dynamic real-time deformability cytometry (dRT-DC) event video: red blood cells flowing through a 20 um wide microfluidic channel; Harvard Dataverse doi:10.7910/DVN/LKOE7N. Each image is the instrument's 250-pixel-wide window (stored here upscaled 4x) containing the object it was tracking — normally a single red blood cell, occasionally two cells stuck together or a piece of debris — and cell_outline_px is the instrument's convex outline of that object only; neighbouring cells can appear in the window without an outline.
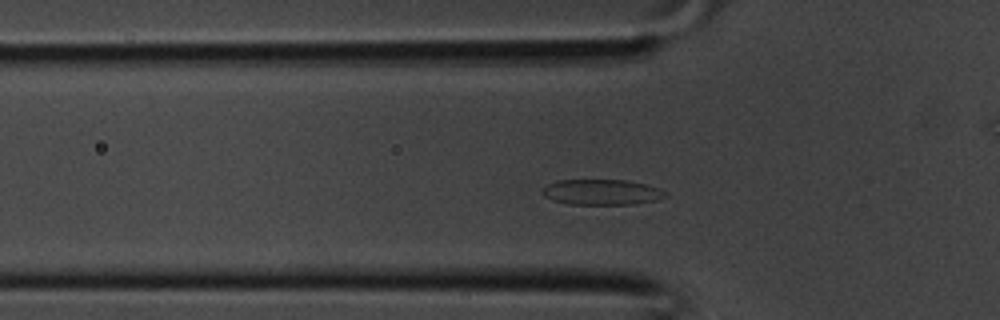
{"species": "common noctule bat (a hibernating species)", "species_latin": "Nyctalus noctula", "temperature_condition": "room temperature", "stored_images_in_passage": 34, "camera_frame_rate_fps": 3000, "um_per_image_px": 0.085, "animal": {"sex": "male", "body_mass_g": 20.1, "forearm_length_mm": 53.5}, "frame": {"image": 1, "passage_image": 8, "time_ms": 2.333, "image_size_px": [1000, 320], "cell_outline_px": [[668, 196], [656, 200], [636, 204], [568, 204], [552, 200], [544, 196], [540, 192], [540, 188], [556, 180], [628, 180], [648, 184], [664, 192]], "centroid_in_image_um": [51.09, 16.33], "position_along_channel_um": 74.7, "area_um2": 18.44}}
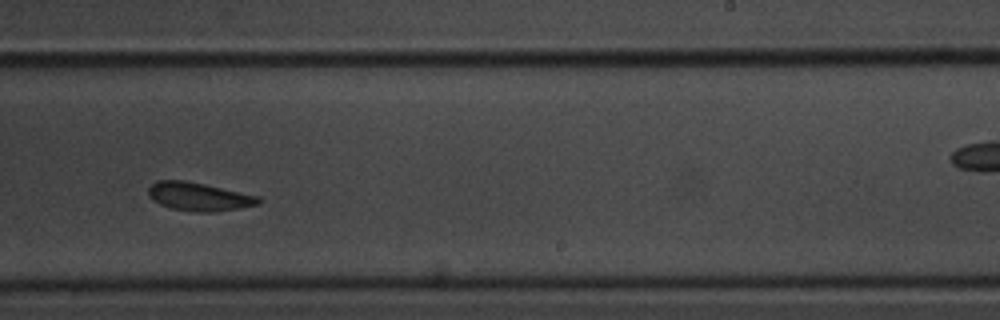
{"frame": {"image": 2, "passage_image": 19, "time_ms": 6.0, "image_size_px": [1000, 320], "cell_outline_px": [[260, 204], [240, 208], [212, 212], [196, 212], [172, 208], [160, 204], [152, 200], [148, 192], [148, 188], [156, 180], [184, 180], [204, 184], [260, 196]], "centroid_in_image_um": [16.91, 16.71], "position_along_channel_um": 272.1, "area_um2": 18.15}}
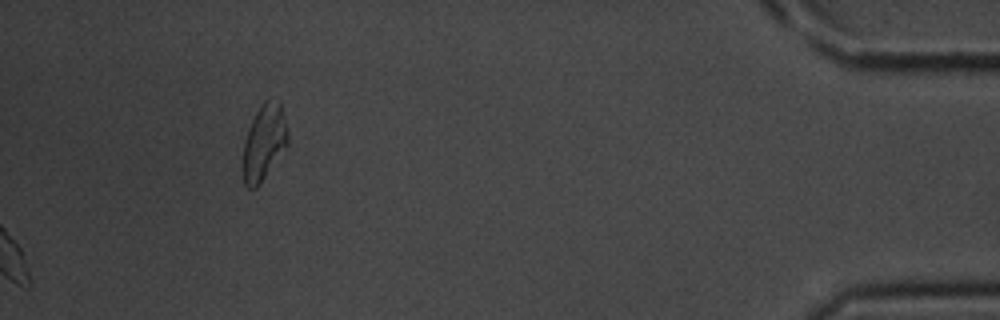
{"frame": {"image": 3, "passage_image": 34, "time_ms": 11.0, "image_size_px": [1000, 320], "cell_outline_px": [[288, 144], [256, 188], [248, 188], [244, 184], [244, 140], [248, 128], [260, 104], [268, 96], [280, 100], [288, 132]], "centroid_in_image_um": [22.46, 12.0], "position_along_channel_um": 412.7, "area_um2": 19.71}}